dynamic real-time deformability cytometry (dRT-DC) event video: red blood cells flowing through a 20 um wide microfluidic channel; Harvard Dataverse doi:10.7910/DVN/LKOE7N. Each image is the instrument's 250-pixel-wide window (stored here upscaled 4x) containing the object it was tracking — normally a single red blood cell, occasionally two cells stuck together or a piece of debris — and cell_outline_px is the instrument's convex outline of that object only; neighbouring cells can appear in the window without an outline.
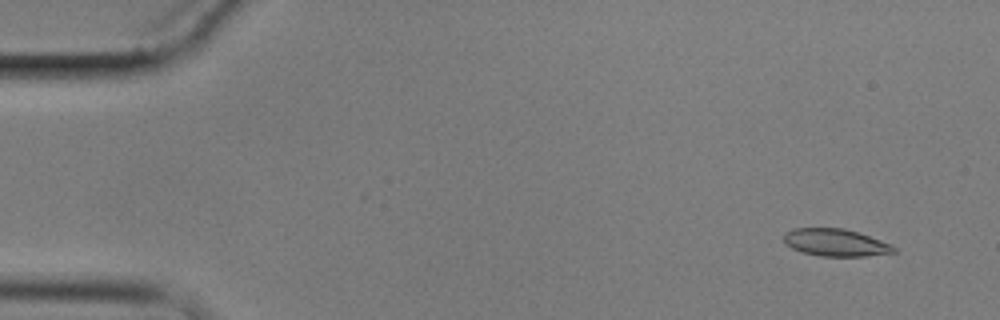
{"species": "common noctule bat (a hibernating species)", "species_latin": "Nyctalus noctula", "temperature_condition": "cold", "stored_images_in_passage": 5, "camera_frame_rate_fps": 3000, "um_per_image_px": 0.085, "animal": {"sex": "male", "body_mass_g": 17.9}, "frame": {"image": 1, "passage_image": 2, "time_ms": 1.0, "image_size_px": [1000, 320], "cell_outline_px": [[896, 252], [864, 256], [820, 256], [804, 252], [792, 248], [784, 240], [784, 232], [792, 228], [844, 228], [892, 244], [896, 248]], "centroid_in_image_um": [71.02, 20.61], "position_along_channel_um": 14.0, "area_um2": 17.34}}
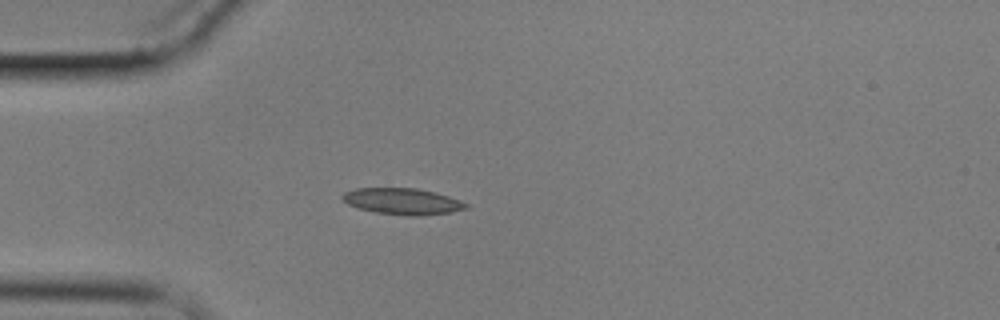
{"frame": {"image": 2, "passage_image": 5, "time_ms": 5.0, "image_size_px": [1000, 320], "cell_outline_px": [[468, 208], [452, 212], [420, 216], [408, 216], [376, 212], [360, 208], [348, 204], [340, 196], [344, 192], [356, 188], [416, 188], [436, 192], [460, 200], [468, 204]], "centroid_in_image_um": [34.24, 17.11], "position_along_channel_um": 50.8, "area_um2": 18.96}}